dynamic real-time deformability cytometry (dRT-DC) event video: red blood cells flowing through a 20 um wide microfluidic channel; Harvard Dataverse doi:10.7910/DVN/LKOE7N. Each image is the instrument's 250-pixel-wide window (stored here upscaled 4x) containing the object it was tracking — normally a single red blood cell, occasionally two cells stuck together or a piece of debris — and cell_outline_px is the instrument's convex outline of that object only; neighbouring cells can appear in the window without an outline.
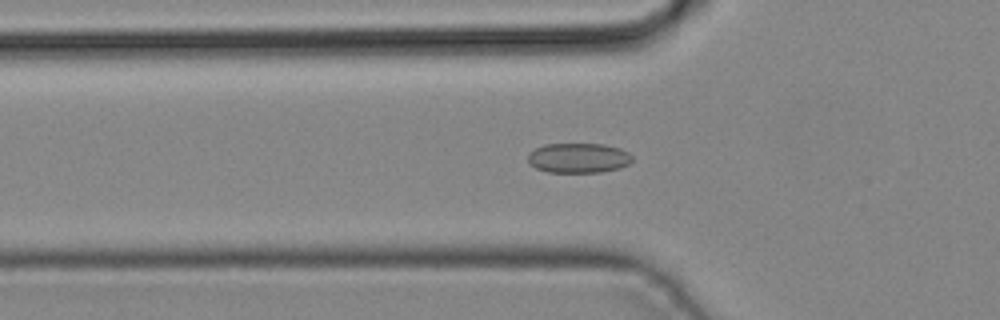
{"species": "common noctule bat (a hibernating species)", "species_latin": "Nyctalus noctula", "temperature_condition": "cold", "stored_images_in_passage": 45, "camera_frame_rate_fps": 3000, "um_per_image_px": 0.085, "animal": {"sex": "male", "body_mass_g": 19.2, "forearm_length_mm": 51.8}, "frame": {"image": 1, "passage_image": 15, "time_ms": 4.667, "image_size_px": [1000, 320], "cell_outline_px": [[632, 160], [628, 164], [620, 168], [600, 172], [548, 172], [536, 168], [528, 160], [528, 152], [544, 144], [604, 144], [620, 148], [628, 152], [632, 156]], "centroid_in_image_um": [49.18, 13.42], "position_along_channel_um": 76.6, "area_um2": 18.15}}
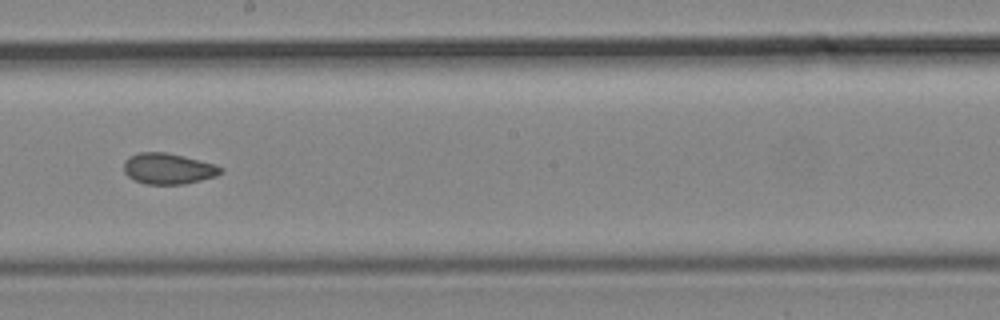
{"frame": {"image": 2, "passage_image": 25, "time_ms": 8.0, "image_size_px": [1000, 320], "cell_outline_px": [[224, 172], [216, 176], [184, 184], [144, 184], [128, 176], [124, 172], [124, 160], [128, 156], [140, 152], [168, 152], [216, 164], [224, 168]], "centroid_in_image_um": [14.31, 14.32], "position_along_channel_um": 233.9, "area_um2": 17.63}}
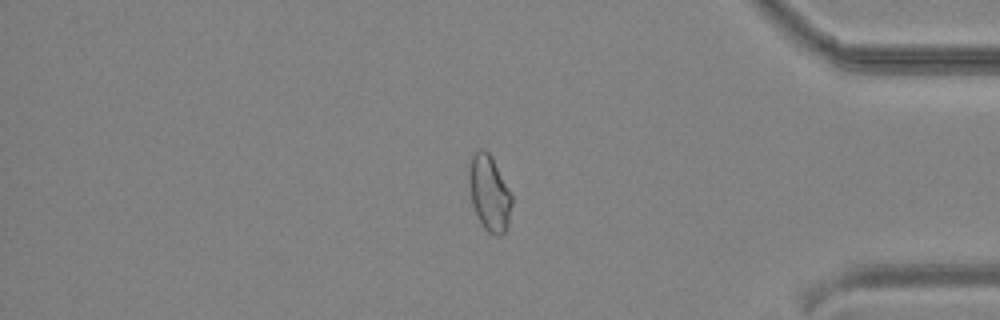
{"frame": {"image": 3, "passage_image": 37, "time_ms": 12.0, "image_size_px": [1000, 320], "cell_outline_px": [[512, 204], [508, 228], [500, 236], [496, 236], [488, 232], [484, 228], [472, 204], [468, 180], [468, 172], [472, 156], [480, 148], [488, 152], [512, 196]], "centroid_in_image_um": [41.59, 16.47], "position_along_channel_um": 393.6, "area_um2": 18.55}}